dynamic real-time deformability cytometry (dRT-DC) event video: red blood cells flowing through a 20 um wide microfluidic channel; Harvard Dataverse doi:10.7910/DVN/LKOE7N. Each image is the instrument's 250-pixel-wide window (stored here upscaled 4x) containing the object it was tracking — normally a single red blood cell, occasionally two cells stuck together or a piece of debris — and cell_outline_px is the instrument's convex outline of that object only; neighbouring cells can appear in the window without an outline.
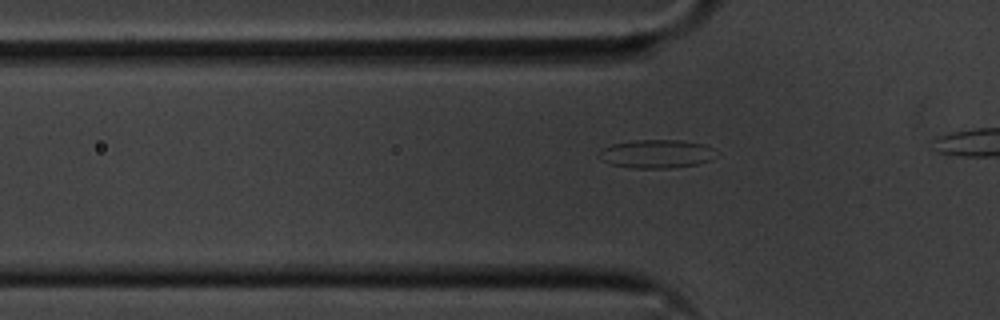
{"species": "common noctule bat (a hibernating species)", "species_latin": "Nyctalus noctula", "temperature_condition": "cold", "stored_images_in_passage": 9, "camera_frame_rate_fps": 3000, "um_per_image_px": 0.085, "animal": {"sex": "male", "body_mass_g": 20.1, "forearm_length_mm": 53.5}, "frame": {"image": 1, "passage_image": 3, "time_ms": 0.667, "image_size_px": [1000, 320], "cell_outline_px": [[712, 148], [708, 160], [696, 164], [672, 168], [632, 168], [612, 164], [600, 160], [596, 156], [604, 148], [612, 144], [632, 140], [680, 140], [704, 144]], "centroid_in_image_um": [55.69, 13.07], "position_along_channel_um": 70.1, "area_um2": 19.07}}